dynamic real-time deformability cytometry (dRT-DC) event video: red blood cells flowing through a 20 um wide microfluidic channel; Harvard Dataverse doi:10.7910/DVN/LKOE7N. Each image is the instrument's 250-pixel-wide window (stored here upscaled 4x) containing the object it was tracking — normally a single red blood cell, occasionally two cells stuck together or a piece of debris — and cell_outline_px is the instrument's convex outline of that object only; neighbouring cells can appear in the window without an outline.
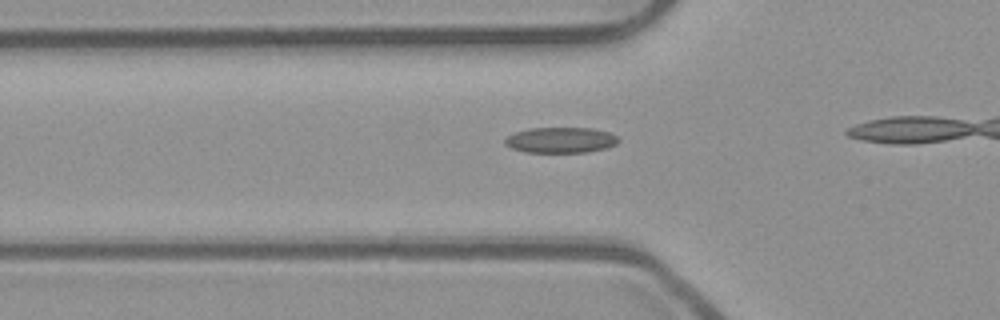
{"species": "common noctule bat (a hibernating species)", "species_latin": "Nyctalus noctula", "temperature_condition": "room temperature", "stored_images_in_passage": 20, "camera_frame_rate_fps": 3000, "um_per_image_px": 0.085, "animal": {"sex": "male", "body_mass_g": 23.1, "forearm_length_mm": 52.7}, "frame": {"image": 1, "passage_image": 5, "time_ms": 1.333, "image_size_px": [1000, 320], "cell_outline_px": [[620, 140], [616, 144], [608, 148], [584, 152], [524, 152], [512, 148], [504, 144], [504, 140], [508, 136], [516, 132], [528, 128], [592, 128], [608, 132], [616, 136]], "centroid_in_image_um": [47.66, 11.9], "position_along_channel_um": 78.1, "area_um2": 16.94}}
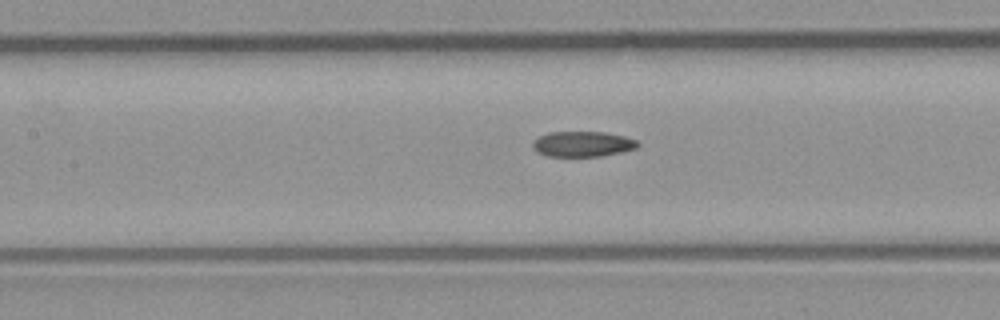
{"frame": {"image": 2, "passage_image": 11, "time_ms": 3.333, "image_size_px": [1000, 320], "cell_outline_px": [[640, 144], [636, 148], [624, 152], [600, 156], [548, 156], [536, 152], [532, 148], [532, 140], [548, 132], [604, 132], [624, 136], [636, 140]], "centroid_in_image_um": [49.5, 12.24], "position_along_channel_um": 157.9, "area_um2": 15.66}}
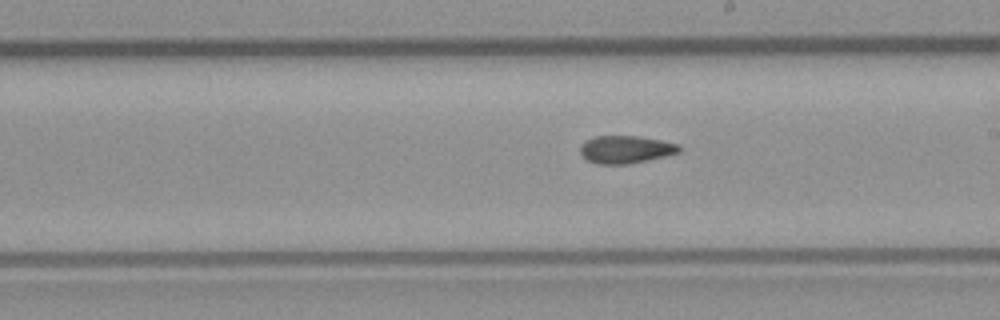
{"frame": {"image": 3, "passage_image": 17, "time_ms": 5.333, "image_size_px": [1000, 320], "cell_outline_px": [[680, 152], [648, 160], [628, 164], [596, 164], [588, 160], [580, 152], [580, 148], [588, 140], [596, 136], [640, 136], [680, 144]], "centroid_in_image_um": [53.22, 12.7], "position_along_channel_um": 235.8, "area_um2": 15.78}}